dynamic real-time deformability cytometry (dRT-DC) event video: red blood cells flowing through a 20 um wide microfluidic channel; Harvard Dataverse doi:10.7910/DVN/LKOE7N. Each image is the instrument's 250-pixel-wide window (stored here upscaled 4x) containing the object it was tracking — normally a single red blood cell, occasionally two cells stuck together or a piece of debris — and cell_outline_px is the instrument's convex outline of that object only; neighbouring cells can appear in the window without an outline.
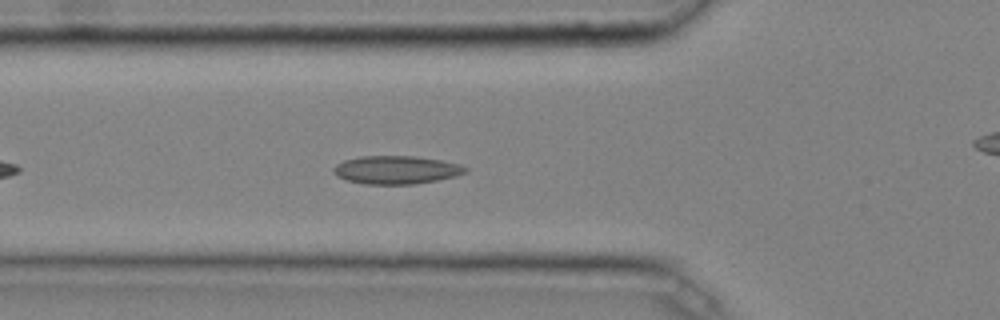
{"species": "common noctule bat (a hibernating species)", "species_latin": "Nyctalus noctula", "temperature_condition": "cold", "stored_images_in_passage": 31, "camera_frame_rate_fps": 3000, "um_per_image_px": 0.085, "animal": {"sex": "male", "body_mass_g": 20.4}, "frame": {"image": 1, "passage_image": 7, "time_ms": 2.0, "image_size_px": [1000, 320], "cell_outline_px": [[468, 168], [464, 172], [456, 176], [436, 180], [412, 184], [364, 184], [348, 180], [336, 176], [332, 172], [332, 168], [336, 164], [344, 160], [360, 156], [412, 156], [440, 160], [460, 164]], "centroid_in_image_um": [33.63, 14.43], "position_along_channel_um": 92.2, "area_um2": 21.56}}
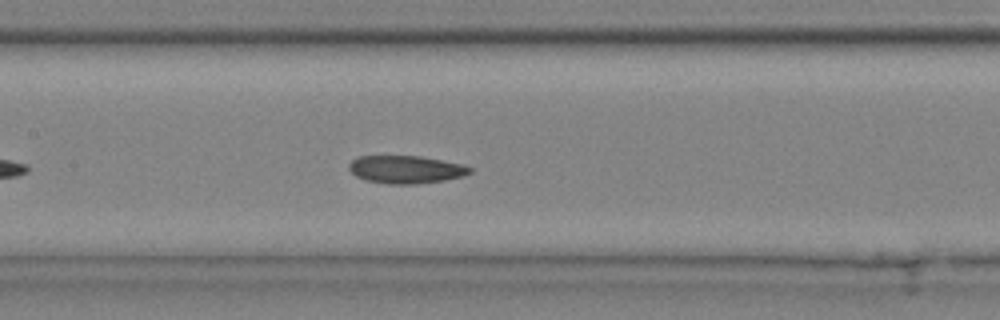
{"frame": {"image": 2, "passage_image": 13, "time_ms": 4.0, "image_size_px": [1000, 320], "cell_outline_px": [[472, 172], [460, 176], [444, 180], [416, 184], [388, 184], [364, 180], [356, 176], [348, 168], [348, 164], [356, 156], [420, 156], [460, 164], [472, 168]], "centroid_in_image_um": [34.44, 14.4], "position_along_channel_um": 173.0, "area_um2": 19.48}}
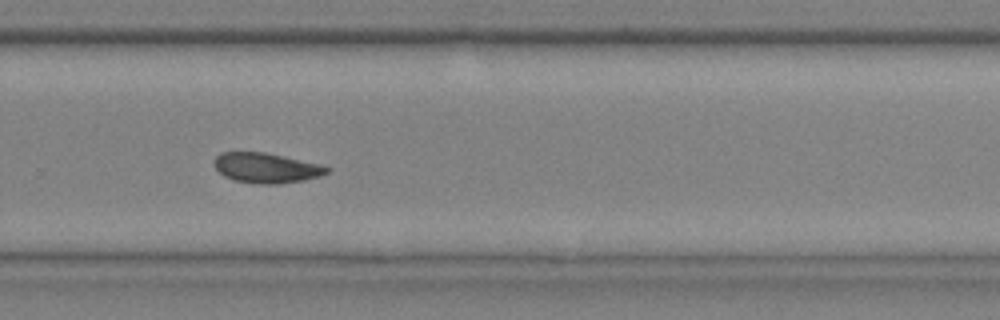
{"frame": {"image": 3, "passage_image": 23, "time_ms": 7.333, "image_size_px": [1000, 320], "cell_outline_px": [[332, 168], [328, 172], [320, 176], [304, 180], [280, 184], [256, 184], [232, 180], [224, 176], [212, 164], [212, 160], [220, 152], [264, 152], [320, 164]], "centroid_in_image_um": [22.6, 14.28], "position_along_channel_um": 307.2, "area_um2": 19.94}}